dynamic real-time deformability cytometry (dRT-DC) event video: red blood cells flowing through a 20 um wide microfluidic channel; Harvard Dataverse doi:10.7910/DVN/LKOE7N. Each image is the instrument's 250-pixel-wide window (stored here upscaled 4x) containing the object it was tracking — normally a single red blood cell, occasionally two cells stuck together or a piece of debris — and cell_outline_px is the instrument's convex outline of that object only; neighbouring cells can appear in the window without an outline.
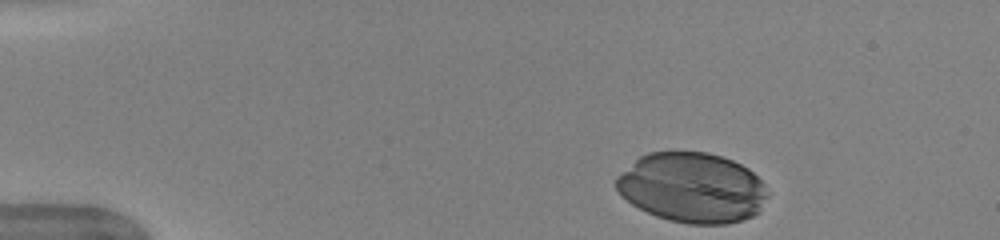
{"species": "human", "species_latin": "Homo sapiens", "temperature_condition": "warm", "stored_images_in_passage": 36, "camera_frame_rate_fps": 3000, "um_per_image_px": 0.085, "donor": {"sex": "female"}, "frame": {"image": 1, "passage_image": 1, "time_ms": 0.0, "image_size_px": [1000, 240], "cell_outline_px": [[768, 196], [760, 212], [744, 220], [728, 224], [688, 224], [668, 220], [656, 216], [632, 204], [620, 196], [616, 188], [616, 176], [640, 156], [648, 152], [708, 152], [732, 160], [748, 168], [764, 184], [768, 192]], "centroid_in_image_um": [58.84, 15.96], "position_along_channel_um": 26.2, "area_um2": 62.08}}